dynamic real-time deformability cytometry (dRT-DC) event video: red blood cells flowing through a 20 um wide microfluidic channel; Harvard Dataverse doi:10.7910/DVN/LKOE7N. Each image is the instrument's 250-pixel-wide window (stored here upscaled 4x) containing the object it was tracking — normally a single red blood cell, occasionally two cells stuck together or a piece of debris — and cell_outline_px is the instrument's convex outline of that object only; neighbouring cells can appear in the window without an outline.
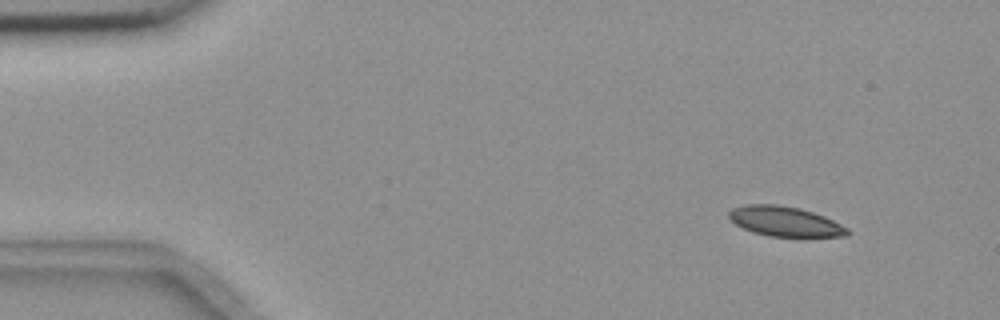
{"species": "common noctule bat (a hibernating species)", "species_latin": "Nyctalus noctula", "temperature_condition": "room temperature", "stored_images_in_passage": 10, "camera_frame_rate_fps": 3000, "um_per_image_px": 0.085, "animal": {"sex": "female", "body_mass_g": 18.4}, "frame": {"image": 1, "passage_image": 1, "time_ms": 0.0, "image_size_px": [1000, 320], "cell_outline_px": [[852, 232], [848, 236], [804, 240], [800, 240], [768, 236], [752, 232], [728, 220], [728, 212], [732, 208], [748, 204], [776, 204], [800, 208], [824, 216], [848, 228]], "centroid_in_image_um": [66.8, 18.89], "position_along_channel_um": 18.2, "area_um2": 21.85}}
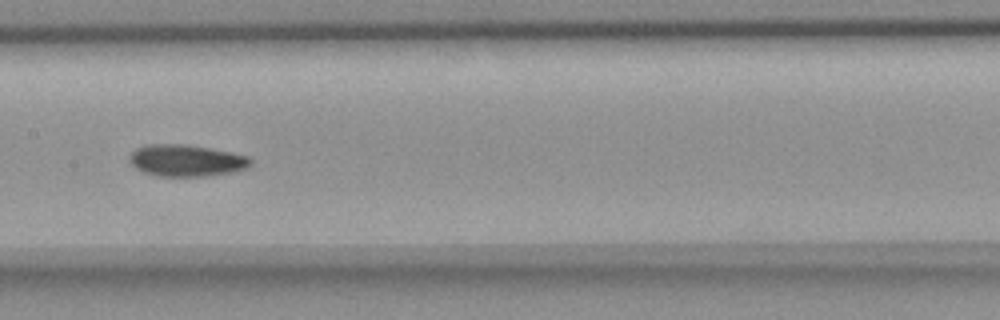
{"frame": {"image": 2, "passage_image": 7, "time_ms": 7.333, "image_size_px": [1000, 320], "cell_outline_px": [[252, 164], [244, 168], [232, 172], [204, 176], [160, 176], [144, 172], [136, 168], [128, 160], [128, 156], [136, 148], [148, 144], [188, 144], [212, 148], [232, 152], [248, 156], [252, 160]], "centroid_in_image_um": [15.83, 13.63], "position_along_channel_um": 191.6, "area_um2": 22.48}}
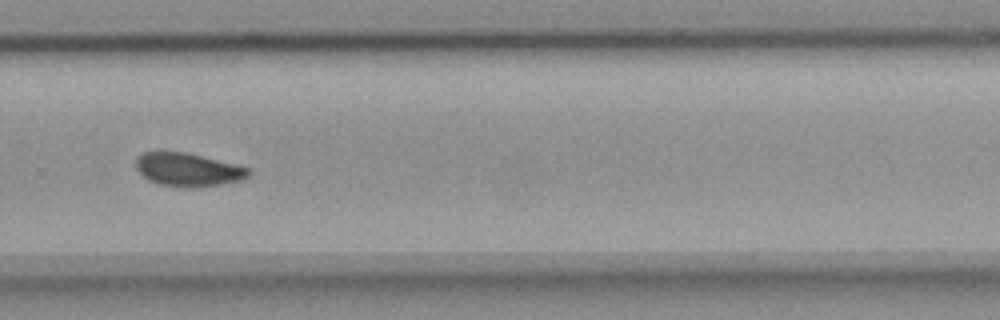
{"frame": {"image": 3, "passage_image": 10, "time_ms": 10.667, "image_size_px": [1000, 320], "cell_outline_px": [[252, 172], [248, 176], [240, 180], [220, 184], [160, 184], [148, 180], [136, 168], [136, 160], [144, 152], [184, 152], [236, 164], [248, 168]], "centroid_in_image_um": [15.99, 14.37], "position_along_channel_um": 313.8, "area_um2": 20.63}}